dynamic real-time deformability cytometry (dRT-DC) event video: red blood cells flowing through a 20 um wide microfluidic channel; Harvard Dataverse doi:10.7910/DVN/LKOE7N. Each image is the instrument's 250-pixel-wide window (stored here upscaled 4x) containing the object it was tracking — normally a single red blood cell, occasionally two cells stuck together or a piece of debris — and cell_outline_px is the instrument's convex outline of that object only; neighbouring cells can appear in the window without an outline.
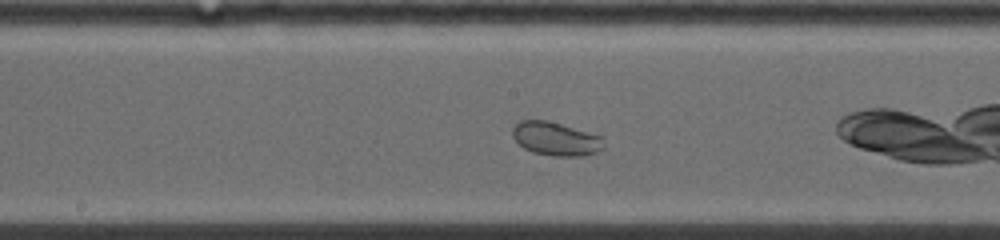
{"species": "common noctule bat (a hibernating species)", "species_latin": "Nyctalus noctula", "temperature_condition": "warm", "stored_images_in_passage": 24, "camera_frame_rate_fps": 5000, "um_per_image_px": 0.085, "animal": {"sex": "female", "body_mass_g": 19.0, "forearm_length_mm": 53.3}, "frame": {"image": 1, "passage_image": 11, "time_ms": 3.8, "image_size_px": [1000, 240], "cell_outline_px": [[604, 148], [596, 152], [584, 156], [552, 156], [532, 152], [524, 148], [512, 136], [512, 128], [516, 124], [524, 120], [544, 120], [604, 136]], "centroid_in_image_um": [47.27, 11.81], "position_along_channel_um": 200.9, "area_um2": 17.8}}